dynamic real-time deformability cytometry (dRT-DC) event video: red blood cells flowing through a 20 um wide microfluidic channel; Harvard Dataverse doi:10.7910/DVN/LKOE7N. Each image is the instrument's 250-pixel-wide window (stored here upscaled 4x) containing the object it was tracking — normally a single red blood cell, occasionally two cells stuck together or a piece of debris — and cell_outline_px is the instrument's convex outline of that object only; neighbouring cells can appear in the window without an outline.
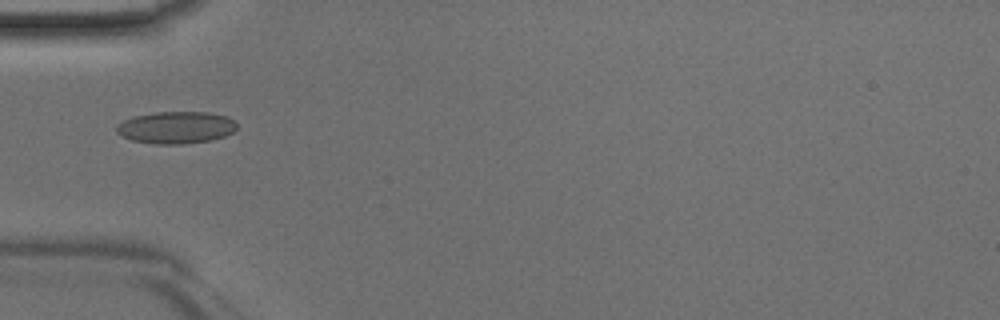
{"species": "Egyptian fruit bat (a non-hibernating species)", "species_latin": "Rousettus aegyptiacus", "temperature_condition": "room temperature", "stored_images_in_passage": 31, "camera_frame_rate_fps": 3000, "um_per_image_px": 0.085, "animal": {"sex": "male"}, "frame": {"image": 1, "passage_image": 1, "time_ms": 0.0, "image_size_px": [1000, 320], "cell_outline_px": [[236, 128], [232, 132], [224, 136], [212, 140], [180, 144], [156, 144], [132, 140], [116, 132], [116, 124], [132, 116], [156, 112], [208, 112], [228, 116], [236, 124]], "centroid_in_image_um": [14.95, 10.83], "position_along_channel_um": 70.1, "area_um2": 22.48}}